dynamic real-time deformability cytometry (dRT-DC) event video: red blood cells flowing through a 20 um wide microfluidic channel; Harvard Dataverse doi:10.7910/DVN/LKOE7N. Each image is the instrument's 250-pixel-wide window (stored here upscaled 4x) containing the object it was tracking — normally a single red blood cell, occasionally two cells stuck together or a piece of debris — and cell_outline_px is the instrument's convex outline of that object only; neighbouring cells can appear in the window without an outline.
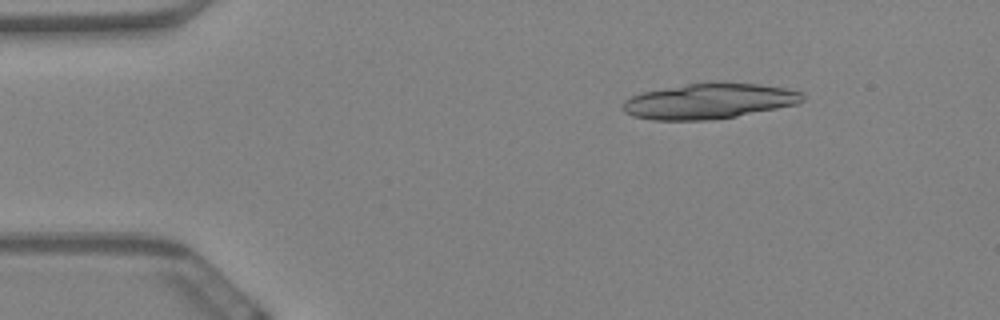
{"species": "Egyptian fruit bat (a non-hibernating species)", "species_latin": "Rousettus aegyptiacus", "temperature_condition": "warm", "stored_images_in_passage": 20, "camera_frame_rate_fps": 3000, "um_per_image_px": 0.085, "animal": {"sex": "female"}, "frame": {"image": 1, "passage_image": 8, "time_ms": 2.333, "image_size_px": [1000, 320], "cell_outline_px": [[804, 100], [796, 104], [736, 116], [712, 120], [652, 120], [632, 116], [624, 112], [620, 108], [624, 100], [640, 92], [708, 80], [724, 80], [760, 84], [784, 88], [804, 92]], "centroid_in_image_um": [60.24, 8.56], "position_along_channel_um": 24.8, "area_um2": 38.03}}